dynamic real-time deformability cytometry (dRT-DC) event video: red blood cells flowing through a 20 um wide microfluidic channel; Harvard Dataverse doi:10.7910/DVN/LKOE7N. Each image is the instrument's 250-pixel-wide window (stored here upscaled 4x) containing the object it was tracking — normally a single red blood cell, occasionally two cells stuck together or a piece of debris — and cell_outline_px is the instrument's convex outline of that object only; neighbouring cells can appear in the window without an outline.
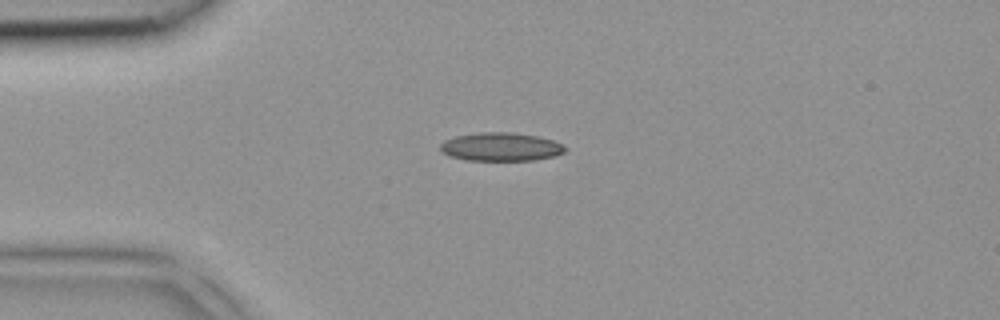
{"species": "common noctule bat (a hibernating species)", "species_latin": "Nyctalus noctula", "temperature_condition": "room temperature", "stored_images_in_passage": 2, "camera_frame_rate_fps": 3000, "um_per_image_px": 0.085, "animal": {"sex": "female", "body_mass_g": 18.4}, "frame": {"image": 1, "passage_image": 1, "time_ms": 0.0, "image_size_px": [1000, 320], "cell_outline_px": [[568, 148], [564, 152], [556, 156], [532, 160], [468, 160], [452, 156], [444, 152], [440, 148], [440, 144], [444, 140], [456, 136], [480, 132], [512, 132], [536, 136], [552, 140], [564, 144]], "centroid_in_image_um": [42.62, 12.47], "position_along_channel_um": 42.4, "area_um2": 20.58}}